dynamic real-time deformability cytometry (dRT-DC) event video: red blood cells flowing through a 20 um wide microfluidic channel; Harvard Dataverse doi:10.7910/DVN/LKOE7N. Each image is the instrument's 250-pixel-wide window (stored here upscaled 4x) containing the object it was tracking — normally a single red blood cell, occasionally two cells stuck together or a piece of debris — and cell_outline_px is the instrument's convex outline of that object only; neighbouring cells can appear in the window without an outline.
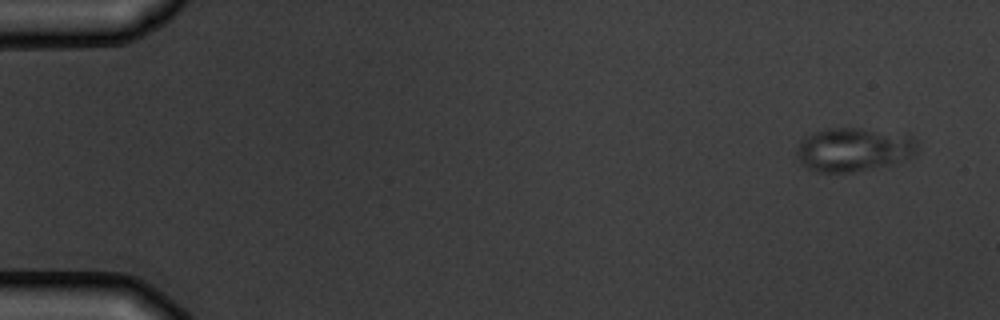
{"species": "common noctule bat (a hibernating species)", "species_latin": "Nyctalus noctula", "temperature_condition": "warm", "stored_images_in_passage": 8, "camera_frame_rate_fps": 3000, "um_per_image_px": 0.085, "animal": {"sex": "male", "body_mass_g": 19.5, "forearm_length_mm": 54.6}, "frame": {"image": 1, "passage_image": 1, "time_ms": 0.0, "image_size_px": [1000, 320], "cell_outline_px": [[920, 148], [912, 156], [892, 164], [852, 172], [816, 172], [808, 168], [796, 156], [796, 148], [800, 140], [816, 132], [828, 128], [860, 128], [912, 136], [916, 140]], "centroid_in_image_um": [72.56, 12.71], "position_along_channel_um": 12.4, "area_um2": 30.58}}
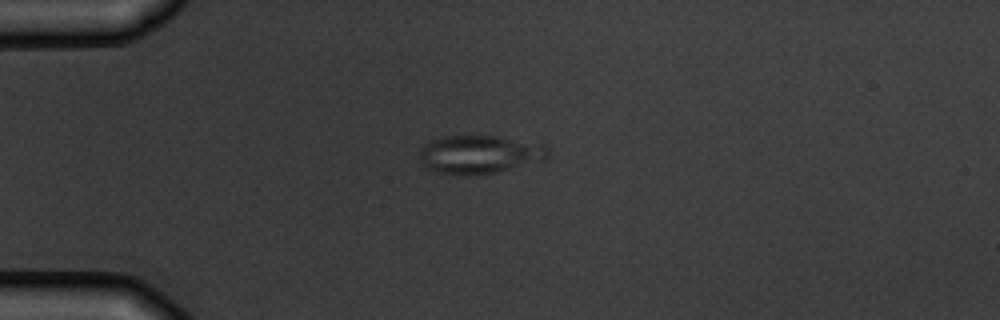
{"frame": {"image": 2, "passage_image": 4, "time_ms": 3.667, "image_size_px": [1000, 320], "cell_outline_px": [[548, 156], [544, 160], [496, 172], [468, 176], [440, 172], [424, 168], [420, 160], [420, 148], [424, 144], [440, 136], [464, 132], [472, 132], [548, 144]], "centroid_in_image_um": [40.73, 13.06], "position_along_channel_um": 44.3, "area_um2": 29.88}}
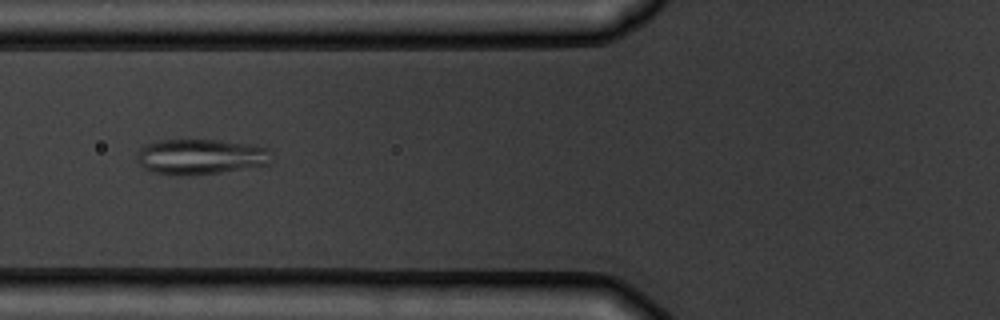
{"frame": {"image": 3, "passage_image": 6, "time_ms": 6.0, "image_size_px": [1000, 320], "cell_outline_px": [[272, 160], [268, 164], [220, 172], [188, 176], [176, 176], [156, 172], [144, 168], [136, 160], [136, 152], [140, 148], [148, 144], [160, 140], [220, 140], [268, 148], [272, 152]], "centroid_in_image_um": [17.03, 13.33], "position_along_channel_um": 108.8, "area_um2": 27.74}}